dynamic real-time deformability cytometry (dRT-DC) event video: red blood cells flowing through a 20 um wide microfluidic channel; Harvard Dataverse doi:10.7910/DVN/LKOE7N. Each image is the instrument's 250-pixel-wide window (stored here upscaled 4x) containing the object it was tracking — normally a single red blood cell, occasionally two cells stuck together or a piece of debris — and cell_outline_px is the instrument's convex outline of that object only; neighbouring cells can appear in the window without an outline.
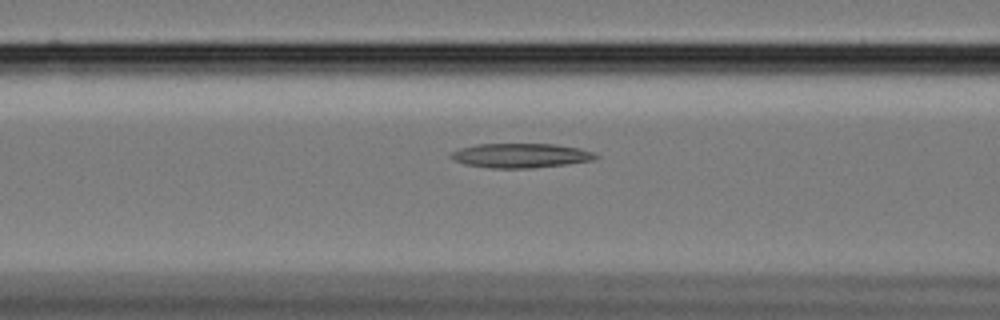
{"species": "Egyptian fruit bat (a non-hibernating species)", "species_latin": "Rousettus aegyptiacus", "temperature_condition": "cold", "stored_images_in_passage": 59, "camera_frame_rate_fps": 3000, "um_per_image_px": 0.085, "animal": {"sex": "female"}, "frame": {"image": 1, "passage_image": 24, "time_ms": 7.667, "image_size_px": [1000, 320], "cell_outline_px": [[600, 156], [592, 160], [568, 164], [532, 168], [488, 168], [464, 164], [452, 160], [448, 156], [452, 152], [460, 148], [476, 144], [552, 144], [580, 148], [592, 152]], "centroid_in_image_um": [44.22, 13.22], "position_along_channel_um": 122.4, "area_um2": 20.69}}
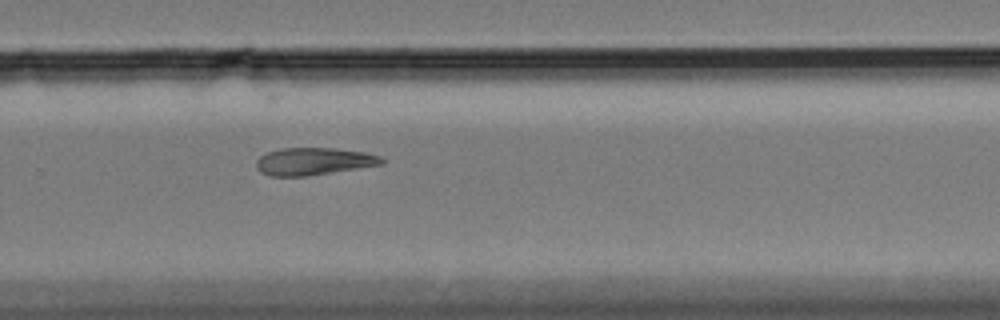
{"frame": {"image": 2, "passage_image": 40, "time_ms": 13.0, "image_size_px": [1000, 320], "cell_outline_px": [[388, 160], [384, 164], [304, 176], [272, 176], [260, 172], [256, 168], [256, 160], [260, 156], [268, 152], [280, 148], [336, 148], [364, 152], [380, 156]], "centroid_in_image_um": [26.67, 13.71], "position_along_channel_um": 303.1, "area_um2": 20.0}}
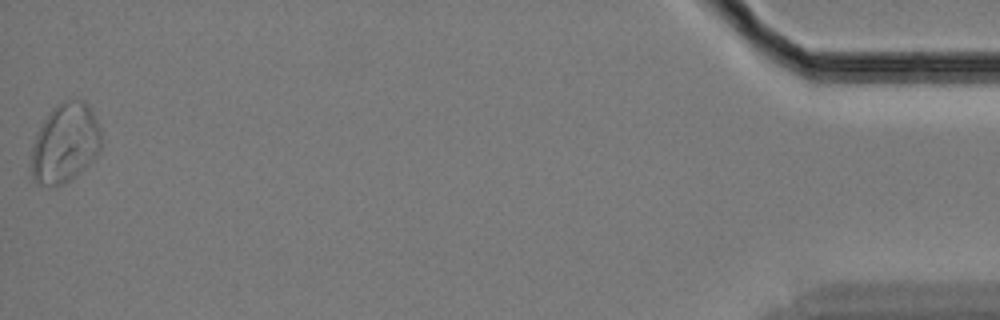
{"frame": {"image": 3, "passage_image": 59, "time_ms": 19.333, "image_size_px": [1000, 320], "cell_outline_px": [[100, 152], [88, 164], [68, 180], [56, 188], [48, 188], [32, 180], [32, 144], [36, 132], [52, 108], [56, 104], [68, 96], [76, 96], [84, 100], [92, 108], [100, 128]], "centroid_in_image_um": [5.52, 12.11], "position_along_channel_um": 429.7, "area_um2": 33.0}}